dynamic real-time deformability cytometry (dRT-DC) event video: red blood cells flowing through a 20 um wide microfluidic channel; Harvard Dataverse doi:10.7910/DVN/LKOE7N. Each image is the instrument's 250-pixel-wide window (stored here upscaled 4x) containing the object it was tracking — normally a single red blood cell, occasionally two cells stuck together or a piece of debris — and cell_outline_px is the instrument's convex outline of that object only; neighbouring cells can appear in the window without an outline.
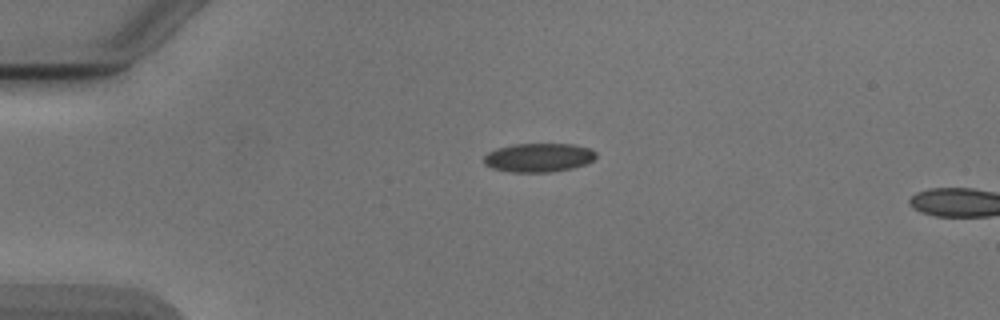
{"species": "Egyptian fruit bat (a non-hibernating species)", "species_latin": "Rousettus aegyptiacus", "temperature_condition": "cold", "stored_images_in_passage": 41, "camera_frame_rate_fps": 3000, "um_per_image_px": 0.085, "animal": {"sex": "male"}, "frame": {"image": 1, "passage_image": 1, "time_ms": 0.0, "image_size_px": [1000, 320], "cell_outline_px": [[596, 156], [592, 160], [584, 164], [572, 168], [548, 172], [512, 172], [492, 168], [484, 164], [484, 156], [488, 152], [496, 148], [512, 144], [572, 144], [592, 148], [596, 152]], "centroid_in_image_um": [45.77, 13.38], "position_along_channel_um": 39.2, "area_um2": 18.84}}
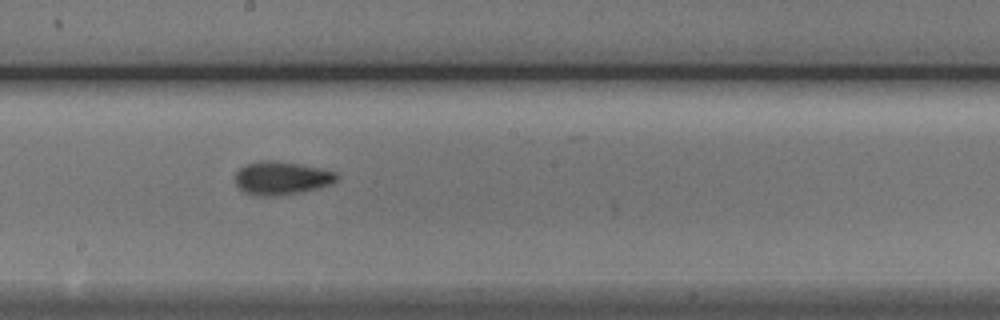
{"frame": {"image": 2, "passage_image": 18, "time_ms": 5.667, "image_size_px": [1000, 320], "cell_outline_px": [[340, 176], [332, 184], [320, 188], [300, 192], [276, 196], [256, 196], [244, 192], [236, 184], [236, 172], [240, 168], [248, 164], [260, 160], [272, 160], [320, 168], [336, 172]], "centroid_in_image_um": [23.95, 15.15], "position_along_channel_um": 224.3, "area_um2": 19.65}}
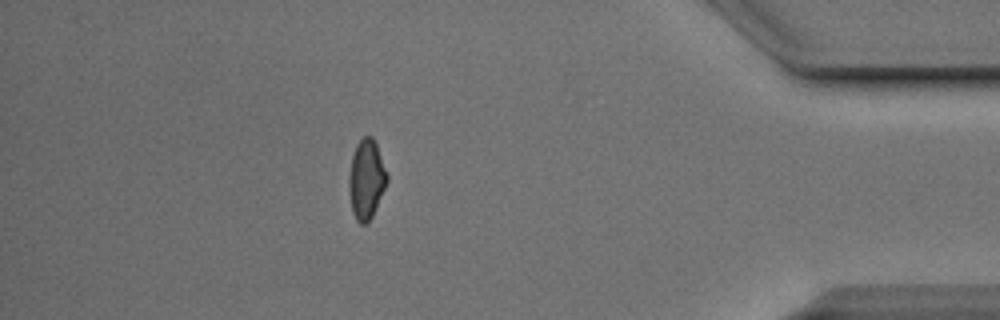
{"frame": {"image": 3, "passage_image": 35, "time_ms": 11.333, "image_size_px": [1000, 320], "cell_outline_px": [[388, 180], [372, 216], [368, 224], [360, 224], [356, 220], [352, 212], [348, 188], [348, 180], [352, 156], [356, 144], [364, 136], [372, 136], [376, 144], [388, 176]], "centroid_in_image_um": [31.12, 15.26], "position_along_channel_um": 404.1, "area_um2": 17.57}, "authors_computed_cell_mechanics": {"area_um2": 18.3804, "velocity_mm_per_s": 3.903, "shape_relaxation_time_tau1_ms": 4.5067, "shape_relaxation_time_tau2_ms": 3.2083, "deformation_change_tau1": 0.1036, "deformation_change_tau2": 0.091}}